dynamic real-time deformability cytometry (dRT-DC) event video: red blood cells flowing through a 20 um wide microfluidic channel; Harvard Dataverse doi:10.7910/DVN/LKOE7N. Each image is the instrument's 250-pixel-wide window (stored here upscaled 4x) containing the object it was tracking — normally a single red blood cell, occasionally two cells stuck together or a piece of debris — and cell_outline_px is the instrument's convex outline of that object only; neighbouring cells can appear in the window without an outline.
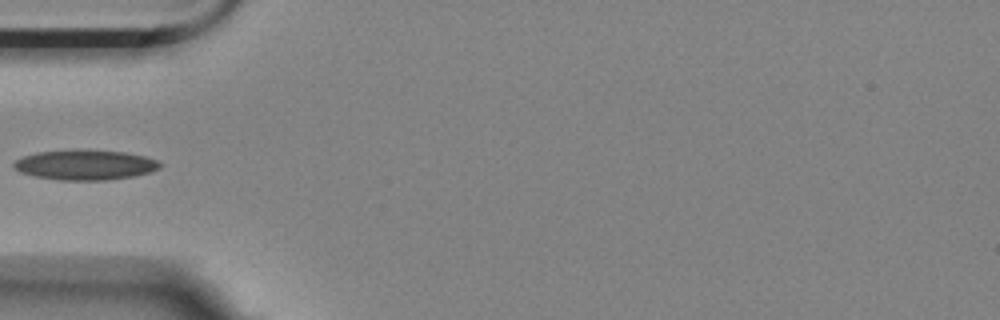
{"species": "Egyptian fruit bat (a non-hibernating species)", "species_latin": "Rousettus aegyptiacus", "temperature_condition": "room temperature", "stored_images_in_passage": 5, "camera_frame_rate_fps": 3000, "um_per_image_px": 0.085, "animal": {"sex": "female"}, "frame": {"image": 1, "passage_image": 4, "time_ms": 1.0, "image_size_px": [1000, 320], "cell_outline_px": [[164, 164], [160, 168], [136, 176], [108, 180], [60, 180], [36, 176], [20, 172], [12, 168], [12, 164], [16, 160], [24, 156], [36, 152], [124, 152], [144, 156], [156, 160]], "centroid_in_image_um": [7.26, 14.06], "position_along_channel_um": 77.7, "area_um2": 24.74}}
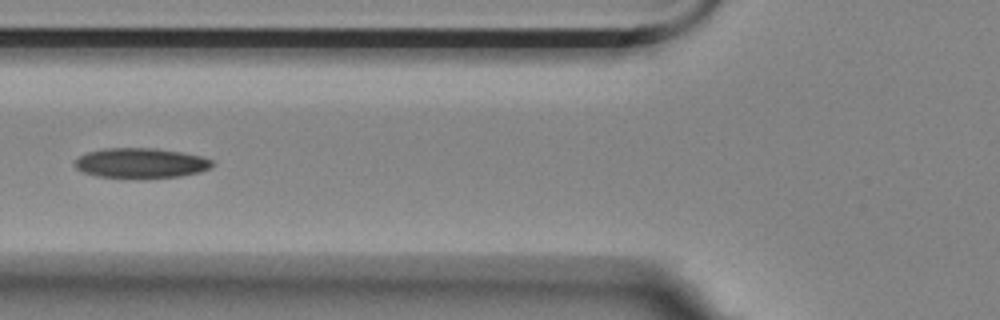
{"frame": {"image": 2, "passage_image": 5, "time_ms": 1.333, "image_size_px": [1000, 320], "cell_outline_px": [[212, 164], [208, 168], [200, 172], [180, 176], [96, 176], [84, 172], [76, 168], [76, 160], [80, 156], [88, 152], [104, 148], [156, 148], [180, 152], [200, 156], [212, 160]], "centroid_in_image_um": [11.96, 13.82], "position_along_channel_um": 113.8, "area_um2": 23.12}}